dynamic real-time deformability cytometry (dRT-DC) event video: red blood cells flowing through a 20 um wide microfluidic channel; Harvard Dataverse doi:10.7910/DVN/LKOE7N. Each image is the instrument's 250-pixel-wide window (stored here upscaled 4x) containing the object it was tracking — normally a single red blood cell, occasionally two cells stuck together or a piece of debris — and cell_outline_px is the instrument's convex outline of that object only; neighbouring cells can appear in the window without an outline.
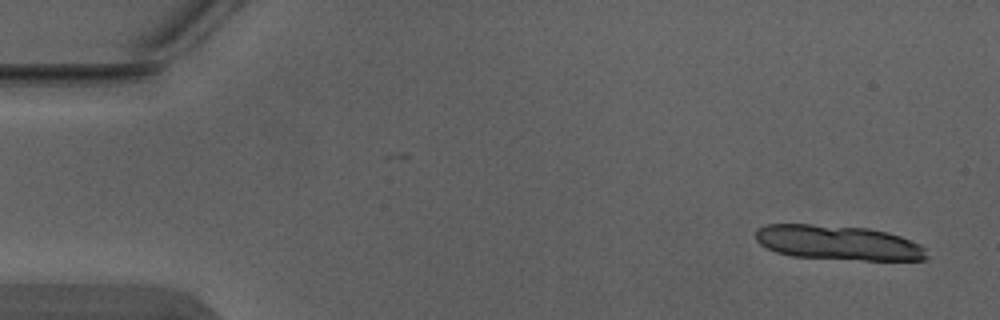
{"species": "Egyptian fruit bat (a non-hibernating species)", "species_latin": "Rousettus aegyptiacus", "temperature_condition": "warm", "stored_images_in_passage": 5, "camera_frame_rate_fps": 3000, "um_per_image_px": 0.085, "animal": {"sex": "male"}, "frame": {"image": 1, "passage_image": 1, "time_ms": 0.0, "image_size_px": [1000, 320], "cell_outline_px": [[928, 260], [864, 260], [792, 256], [776, 252], [760, 244], [756, 240], [756, 228], [768, 224], [808, 224], [868, 228], [888, 232], [900, 236], [920, 244], [928, 248]], "centroid_in_image_um": [71.28, 20.63], "position_along_channel_um": 13.7, "area_um2": 34.74}}